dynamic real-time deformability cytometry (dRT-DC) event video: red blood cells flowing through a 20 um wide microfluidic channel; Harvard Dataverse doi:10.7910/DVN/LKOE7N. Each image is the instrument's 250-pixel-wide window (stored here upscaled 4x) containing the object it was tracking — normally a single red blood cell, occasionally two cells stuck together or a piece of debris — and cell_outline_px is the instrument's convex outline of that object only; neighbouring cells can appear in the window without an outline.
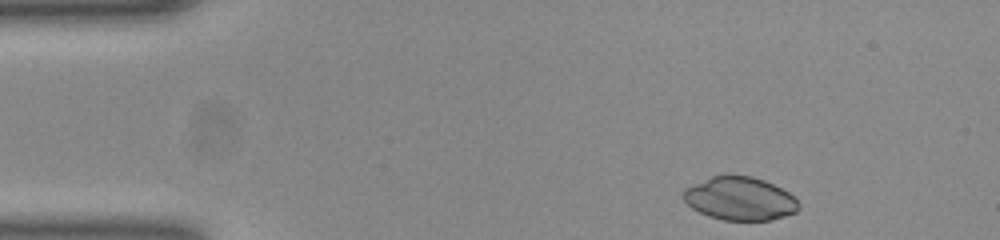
{"species": "common noctule bat (a hibernating species)", "species_latin": "Nyctalus noctula", "temperature_condition": "room temperature", "stored_images_in_passage": 6, "camera_frame_rate_fps": 3000, "um_per_image_px": 0.085, "animal": {"sex": "female", "body_mass_g": 23.0, "forearm_length_mm": 53.4}, "frame": {"image": 1, "passage_image": 1, "time_ms": 0.0, "image_size_px": [1000, 240], "cell_outline_px": [[800, 208], [796, 212], [772, 220], [724, 220], [708, 216], [692, 208], [680, 196], [684, 188], [692, 184], [712, 176], [752, 176], [764, 180], [788, 192], [800, 204]], "centroid_in_image_um": [62.86, 16.89], "position_along_channel_um": 22.1, "area_um2": 29.02}}